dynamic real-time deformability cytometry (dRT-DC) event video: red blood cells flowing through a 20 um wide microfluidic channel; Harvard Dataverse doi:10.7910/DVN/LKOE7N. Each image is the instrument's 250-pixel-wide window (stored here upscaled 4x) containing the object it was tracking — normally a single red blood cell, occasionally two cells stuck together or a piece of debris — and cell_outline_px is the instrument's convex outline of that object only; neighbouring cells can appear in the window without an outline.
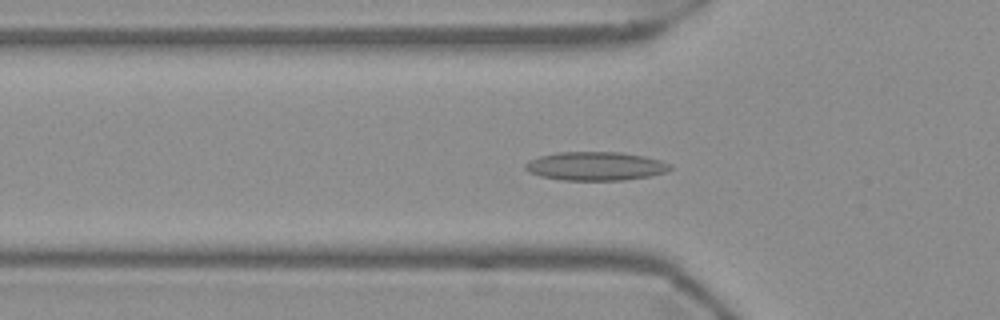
{"species": "Egyptian fruit bat (a non-hibernating species)", "species_latin": "Rousettus aegyptiacus", "temperature_condition": "warm", "stored_images_in_passage": 54, "camera_frame_rate_fps": 3000, "um_per_image_px": 0.085, "frame": {"image": 1, "passage_image": 17, "time_ms": 5.333, "image_size_px": [1000, 320], "cell_outline_px": [[672, 168], [668, 172], [652, 176], [624, 180], [560, 180], [540, 176], [528, 172], [524, 168], [524, 164], [528, 160], [540, 156], [556, 152], [620, 152], [644, 156], [660, 160], [672, 164]], "centroid_in_image_um": [50.63, 14.12], "position_along_channel_um": 75.2, "area_um2": 24.51}}
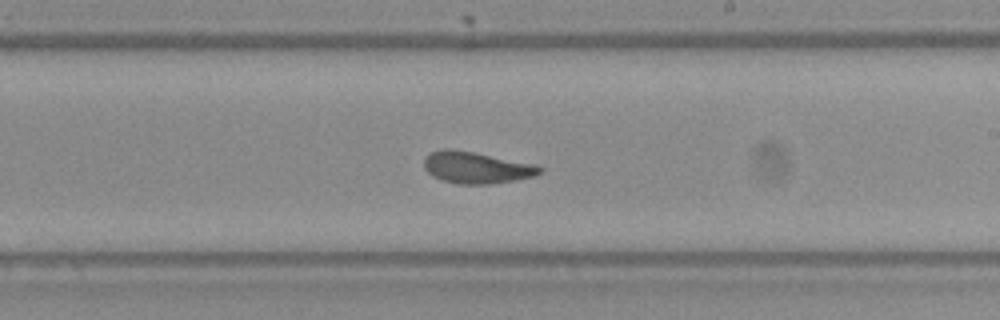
{"frame": {"image": 2, "passage_image": 31, "time_ms": 10.0, "image_size_px": [1000, 320], "cell_outline_px": [[544, 168], [540, 172], [532, 176], [516, 180], [492, 184], [460, 184], [444, 180], [432, 176], [424, 168], [424, 160], [432, 152], [444, 148], [448, 148], [472, 152], [532, 164]], "centroid_in_image_um": [40.46, 14.25], "position_along_channel_um": 248.5, "area_um2": 20.87}}
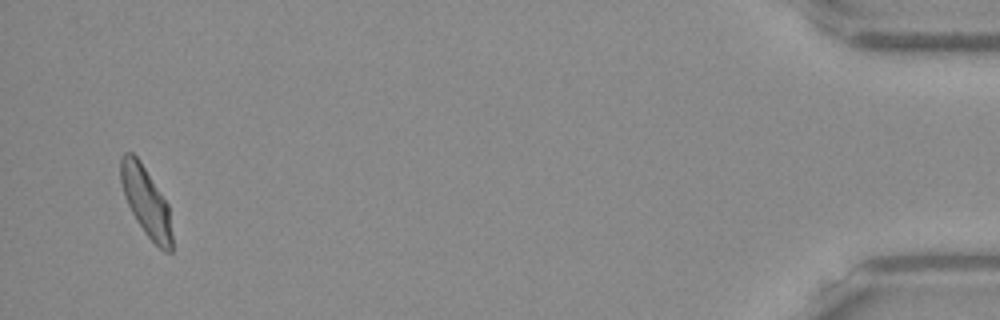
{"frame": {"image": 3, "passage_image": 52, "time_ms": 17.0, "image_size_px": [1000, 320], "cell_outline_px": [[172, 252], [164, 252], [144, 232], [136, 220], [124, 196], [120, 180], [120, 156], [124, 152], [132, 152], [140, 160], [168, 204], [172, 236]], "centroid_in_image_um": [12.4, 17.11], "position_along_channel_um": 422.8, "area_um2": 20.63}, "authors_computed_cell_mechanics": {"area_um2": 21.2415, "velocity_mm_per_s": 3.6976, "shape_relaxation_time_tau1_ms": null, "shape_relaxation_time_tau2_ms": 2.7143, "deformation_change_tau1": null, "deformation_change_tau2": 0.0941}}